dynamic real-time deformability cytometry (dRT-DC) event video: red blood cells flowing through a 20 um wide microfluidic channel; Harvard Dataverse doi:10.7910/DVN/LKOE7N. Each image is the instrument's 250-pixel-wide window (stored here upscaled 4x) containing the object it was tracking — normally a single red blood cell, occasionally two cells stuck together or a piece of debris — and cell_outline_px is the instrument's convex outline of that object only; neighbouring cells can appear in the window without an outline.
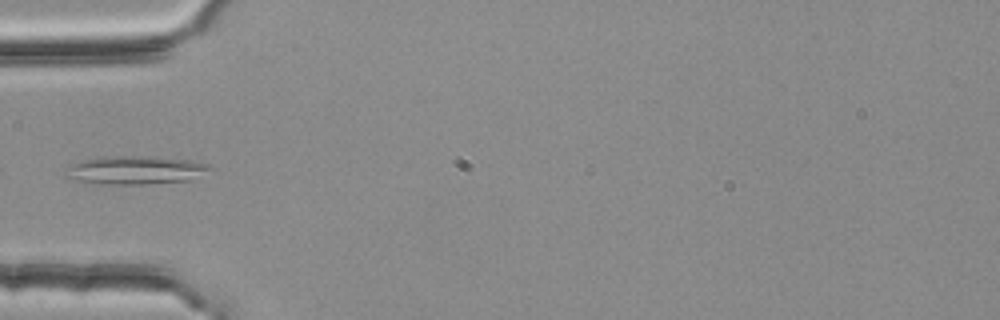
{"species": "common noctule bat (a hibernating species)", "species_latin": "Nyctalus noctula", "temperature_condition": "room temperature", "stored_images_in_passage": 34, "camera_frame_rate_fps": 3000, "um_per_image_px": 0.085, "animal": {"sex": "female", "body_mass_g": 25.1}, "frame": {"image": 1, "passage_image": 1, "time_ms": 0.0, "image_size_px": [1000, 320], "cell_outline_px": [[212, 168], [188, 180], [144, 184], [100, 184], [68, 180], [64, 176], [68, 164], [100, 156], [156, 156], [192, 160], [204, 164]], "centroid_in_image_um": [11.36, 14.45], "position_along_channel_um": 73.6, "area_um2": 23.99}}
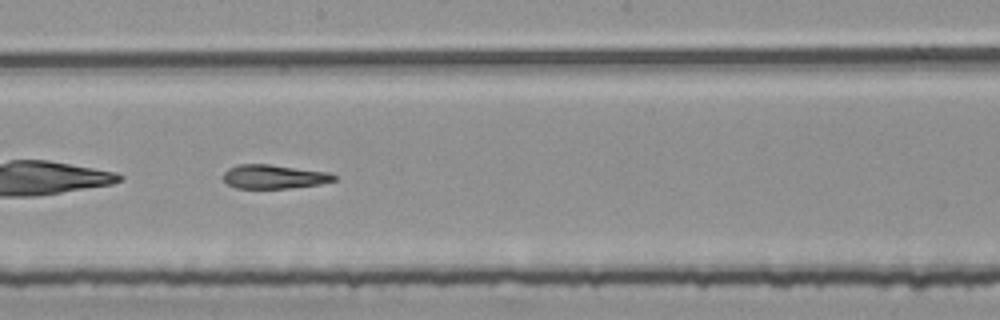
{"frame": {"image": 2, "passage_image": 13, "time_ms": 4.0, "image_size_px": [1000, 320], "cell_outline_px": [[336, 180], [320, 184], [288, 188], [236, 188], [228, 184], [224, 180], [224, 172], [228, 168], [236, 164], [268, 164], [328, 172], [336, 176]], "centroid_in_image_um": [23.27, 15.01], "position_along_channel_um": 224.9, "area_um2": 15.37}}
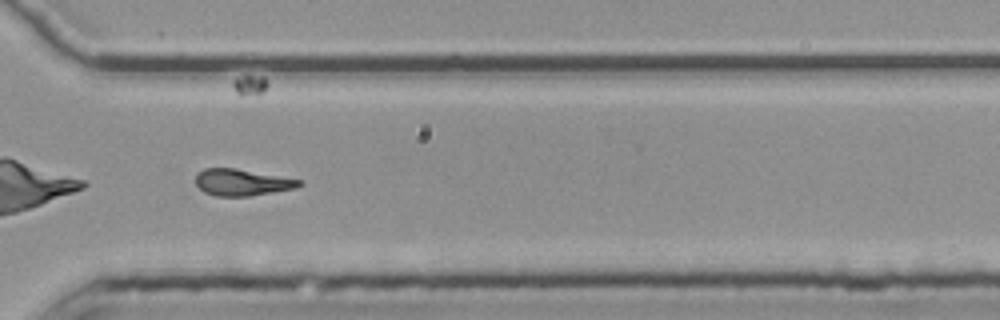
{"frame": {"image": 3, "passage_image": 23, "time_ms": 7.333, "image_size_px": [1000, 320], "cell_outline_px": [[304, 184], [296, 188], [248, 196], [216, 196], [204, 192], [196, 184], [196, 176], [204, 168], [236, 168], [300, 180]], "centroid_in_image_um": [20.56, 15.5], "position_along_channel_um": 350.0, "area_um2": 15.84}}